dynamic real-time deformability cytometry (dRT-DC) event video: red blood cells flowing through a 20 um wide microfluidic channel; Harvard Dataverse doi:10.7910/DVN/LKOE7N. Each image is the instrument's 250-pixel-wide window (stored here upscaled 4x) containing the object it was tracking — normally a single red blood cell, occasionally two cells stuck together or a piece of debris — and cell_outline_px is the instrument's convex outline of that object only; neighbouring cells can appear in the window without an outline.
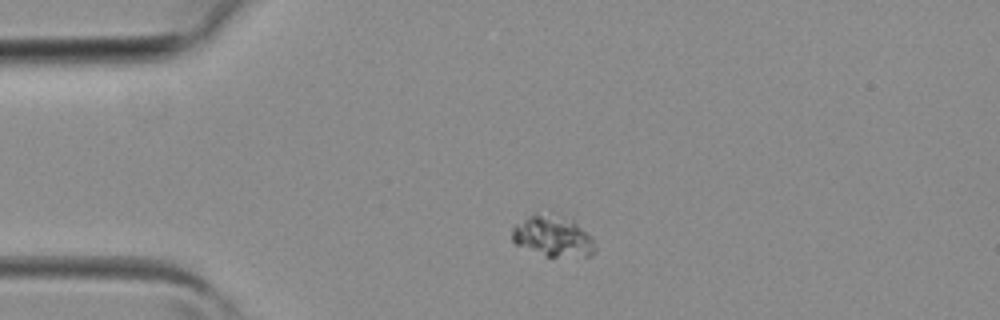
{"species": "common noctule bat (a hibernating species)", "species_latin": "Nyctalus noctula", "temperature_condition": "room temperature", "stored_images_in_passage": 4, "camera_frame_rate_fps": 3000, "um_per_image_px": 0.085, "animal": {"sex": "female", "body_mass_g": 19.3, "forearm_length_mm": 54.1}, "frame": {"image": 1, "passage_image": 2, "time_ms": 0.333, "image_size_px": [1000, 320], "cell_outline_px": [[596, 252], [592, 256], [544, 256], [516, 244], [512, 240], [512, 228], [516, 224], [528, 216], [536, 212], [564, 216], [572, 220], [592, 236], [596, 248]], "centroid_in_image_um": [47.01, 20.07], "position_along_channel_um": 38.0, "area_um2": 19.88}}
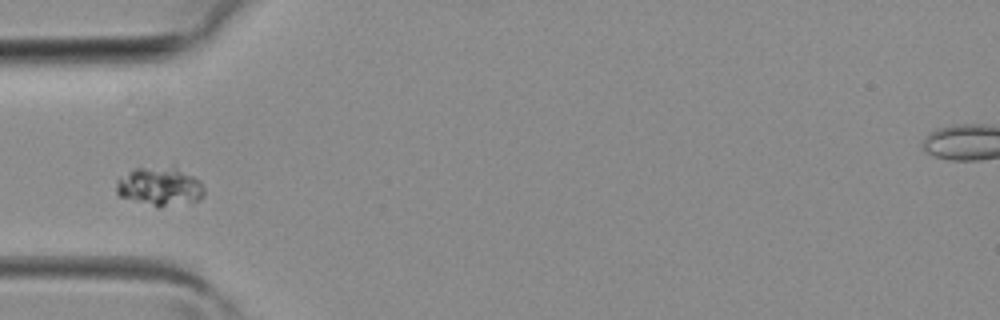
{"frame": {"image": 2, "passage_image": 3, "time_ms": 0.667, "image_size_px": [1000, 320], "cell_outline_px": [[204, 196], [200, 200], [188, 204], [160, 208], [156, 208], [120, 196], [116, 192], [116, 180], [120, 176], [132, 168], [172, 164], [200, 180], [204, 188]], "centroid_in_image_um": [13.59, 15.84], "position_along_channel_um": 71.4, "area_um2": 20.92}}
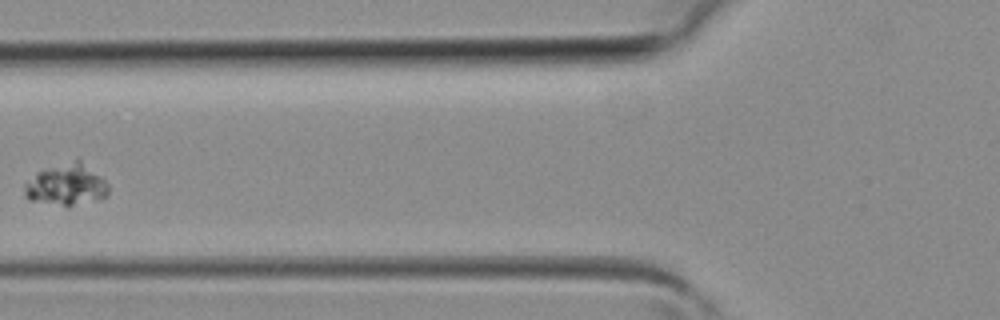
{"frame": {"image": 3, "passage_image": 4, "time_ms": 1.0, "image_size_px": [1000, 320], "cell_outline_px": [[108, 196], [96, 200], [68, 208], [28, 200], [24, 196], [24, 184], [36, 172], [76, 156], [100, 176], [108, 184]], "centroid_in_image_um": [5.62, 15.71], "position_along_channel_um": 120.2, "area_um2": 21.1}}